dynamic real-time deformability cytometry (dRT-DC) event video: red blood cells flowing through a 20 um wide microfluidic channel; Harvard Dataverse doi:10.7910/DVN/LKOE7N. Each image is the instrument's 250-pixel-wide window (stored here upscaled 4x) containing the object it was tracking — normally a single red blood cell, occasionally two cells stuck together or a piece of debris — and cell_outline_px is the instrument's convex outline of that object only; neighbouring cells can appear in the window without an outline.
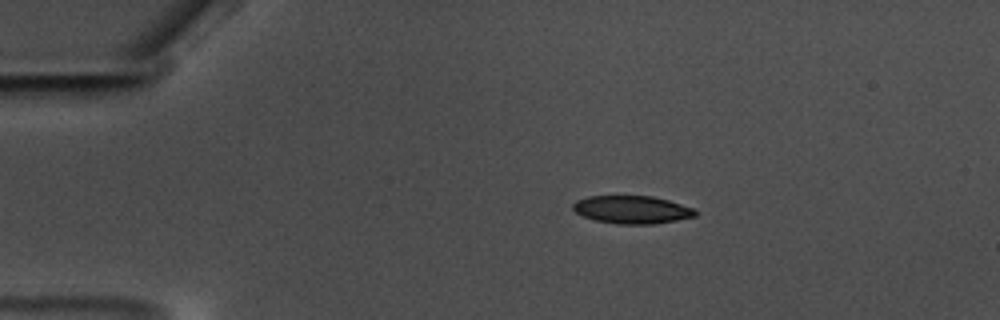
{"species": "common noctule bat (a hibernating species)", "species_latin": "Nyctalus noctula", "temperature_condition": "warm", "stored_images_in_passage": 54, "camera_frame_rate_fps": 3000, "um_per_image_px": 0.085, "animal": {"sex": "male", "body_mass_g": 17.5, "forearm_length_mm": 52.3}, "frame": {"image": 1, "passage_image": 7, "time_ms": 2.0, "image_size_px": [1000, 320], "cell_outline_px": [[696, 216], [676, 220], [652, 224], [616, 224], [596, 220], [584, 216], [576, 212], [572, 208], [572, 204], [576, 200], [588, 196], [652, 196], [668, 200], [696, 208]], "centroid_in_image_um": [53.73, 17.81], "position_along_channel_um": 31.3, "area_um2": 19.88}}
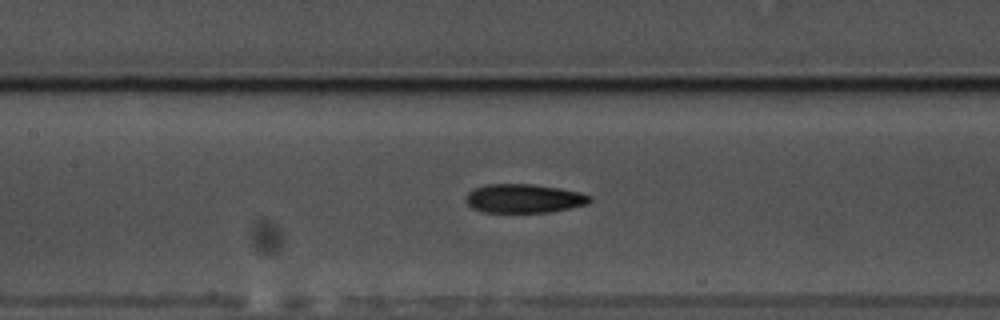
{"frame": {"image": 2, "passage_image": 23, "time_ms": 7.333, "image_size_px": [1000, 320], "cell_outline_px": [[592, 200], [588, 204], [548, 212], [480, 212], [472, 208], [464, 200], [468, 192], [476, 188], [488, 184], [532, 184], [560, 188], [580, 192], [592, 196]], "centroid_in_image_um": [44.53, 16.87], "position_along_channel_um": 162.9, "area_um2": 20.87}}
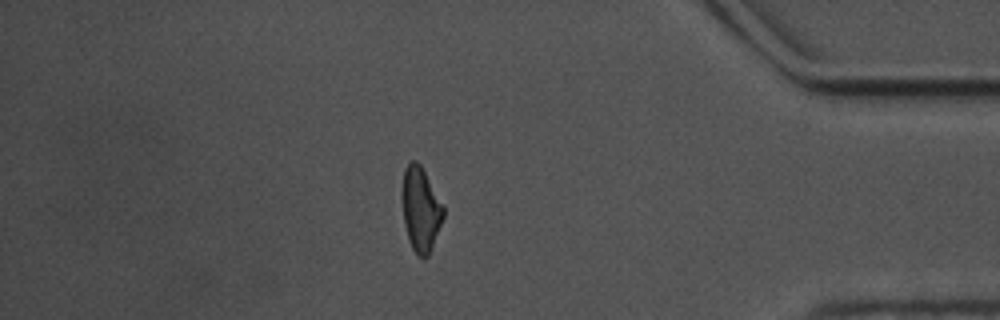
{"frame": {"image": 3, "passage_image": 46, "time_ms": 15.0, "image_size_px": [1000, 320], "cell_outline_px": [[444, 216], [428, 256], [420, 256], [412, 248], [408, 240], [404, 224], [400, 192], [404, 168], [412, 160], [416, 160], [420, 164], [444, 204]], "centroid_in_image_um": [35.73, 17.73], "position_along_channel_um": 399.5, "area_um2": 20.52}, "authors_computed_cell_mechanics": {"area_um2": 20.5768, "velocity_mm_per_s": 3.5225, "shape_relaxation_time_tau1_ms": 7.1737, "shape_relaxation_time_tau2_ms": 8.1373, "deformation_change_tau1": 0.1672, "deformation_change_tau2": 0.1612}}